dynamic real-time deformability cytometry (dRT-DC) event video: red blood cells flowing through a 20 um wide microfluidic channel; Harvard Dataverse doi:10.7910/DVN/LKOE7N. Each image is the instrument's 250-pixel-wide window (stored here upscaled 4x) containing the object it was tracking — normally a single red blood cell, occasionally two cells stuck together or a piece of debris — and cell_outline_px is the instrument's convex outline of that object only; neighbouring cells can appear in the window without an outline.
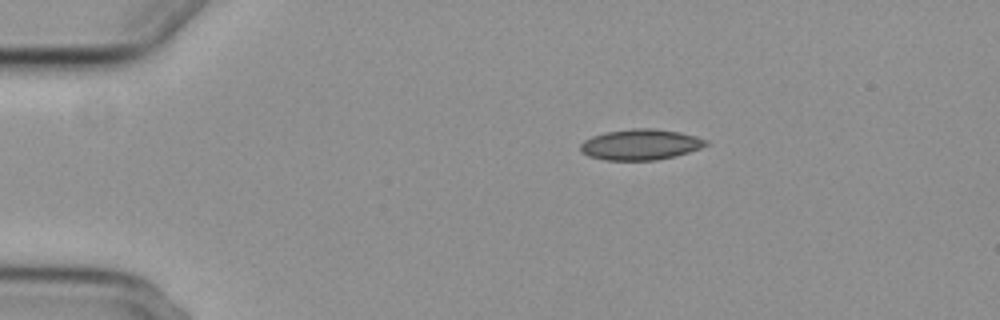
{"species": "common noctule bat (a hibernating species)", "species_latin": "Nyctalus noctula", "temperature_condition": "cold", "stored_images_in_passage": 23, "camera_frame_rate_fps": 3000, "um_per_image_px": 0.085, "animal": {"sex": "female", "body_mass_g": 29.2, "forearm_length_mm": 56.3}, "frame": {"image": 1, "passage_image": 1, "time_ms": 0.0, "image_size_px": [1000, 320], "cell_outline_px": [[708, 144], [700, 148], [688, 152], [656, 160], [604, 160], [588, 156], [580, 152], [580, 144], [584, 140], [592, 136], [604, 132], [632, 128], [652, 128], [680, 132], [696, 136], [708, 140]], "centroid_in_image_um": [54.41, 12.28], "position_along_channel_um": 30.6, "area_um2": 22.54}}
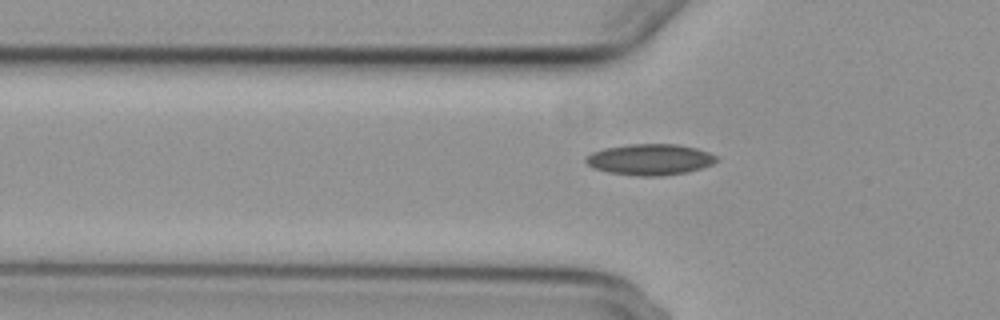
{"frame": {"image": 2, "passage_image": 9, "time_ms": 2.667, "image_size_px": [1000, 320], "cell_outline_px": [[716, 160], [712, 164], [688, 172], [660, 176], [640, 176], [608, 172], [592, 168], [584, 160], [592, 152], [604, 148], [628, 144], [676, 144], [696, 148], [708, 152], [716, 156]], "centroid_in_image_um": [55.22, 13.56], "position_along_channel_um": 70.6, "area_um2": 23.52}}
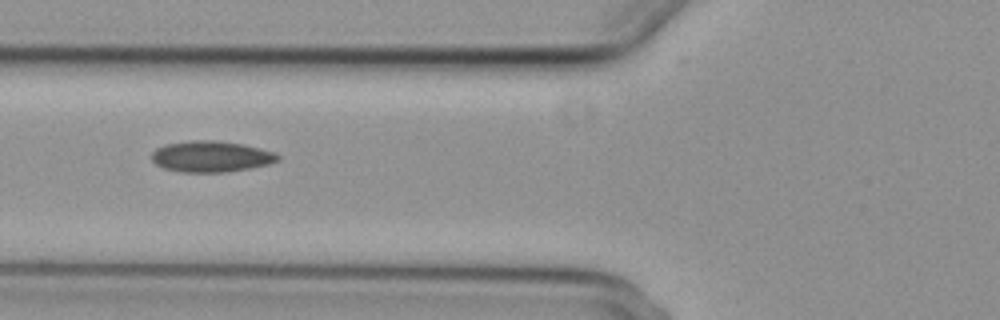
{"frame": {"image": 3, "passage_image": 12, "time_ms": 3.667, "image_size_px": [1000, 320], "cell_outline_px": [[280, 160], [268, 164], [248, 168], [224, 172], [184, 172], [164, 168], [156, 164], [152, 160], [152, 152], [156, 148], [164, 144], [188, 140], [216, 140], [244, 144], [276, 152], [280, 156]], "centroid_in_image_um": [17.95, 13.28], "position_along_channel_um": 107.9, "area_um2": 22.95}}